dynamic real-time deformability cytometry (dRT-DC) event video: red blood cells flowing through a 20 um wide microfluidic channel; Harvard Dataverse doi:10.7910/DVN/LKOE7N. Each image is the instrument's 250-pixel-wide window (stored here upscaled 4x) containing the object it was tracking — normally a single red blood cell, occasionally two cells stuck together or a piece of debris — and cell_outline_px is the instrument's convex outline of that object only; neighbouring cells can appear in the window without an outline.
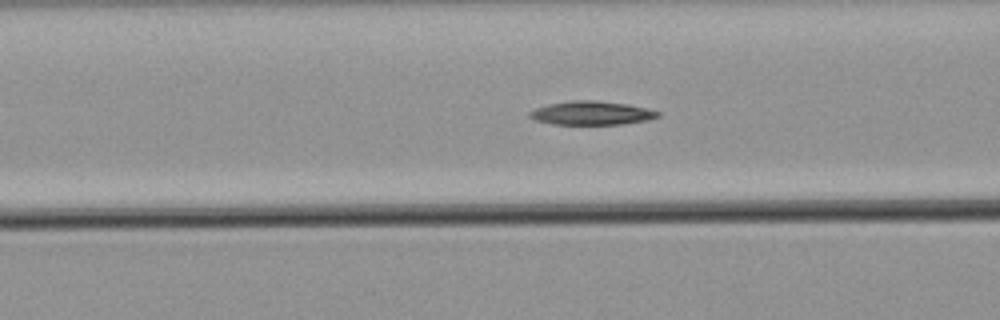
{"species": "common noctule bat (a hibernating species)", "species_latin": "Nyctalus noctula", "temperature_condition": "warm", "stored_images_in_passage": 5, "camera_frame_rate_fps": 3000, "um_per_image_px": 0.085, "animal": {"sex": "male", "body_mass_g": 21.5, "forearm_length_mm": 52.0}, "frame": {"image": 1, "passage_image": 3, "time_ms": 0.667, "image_size_px": [1000, 320], "cell_outline_px": [[660, 116], [648, 120], [624, 124], [552, 124], [536, 120], [528, 116], [528, 112], [536, 108], [548, 104], [572, 100], [596, 100], [628, 104], [648, 108], [660, 112]], "centroid_in_image_um": [50.3, 9.6], "position_along_channel_um": 116.3, "area_um2": 17.8}}